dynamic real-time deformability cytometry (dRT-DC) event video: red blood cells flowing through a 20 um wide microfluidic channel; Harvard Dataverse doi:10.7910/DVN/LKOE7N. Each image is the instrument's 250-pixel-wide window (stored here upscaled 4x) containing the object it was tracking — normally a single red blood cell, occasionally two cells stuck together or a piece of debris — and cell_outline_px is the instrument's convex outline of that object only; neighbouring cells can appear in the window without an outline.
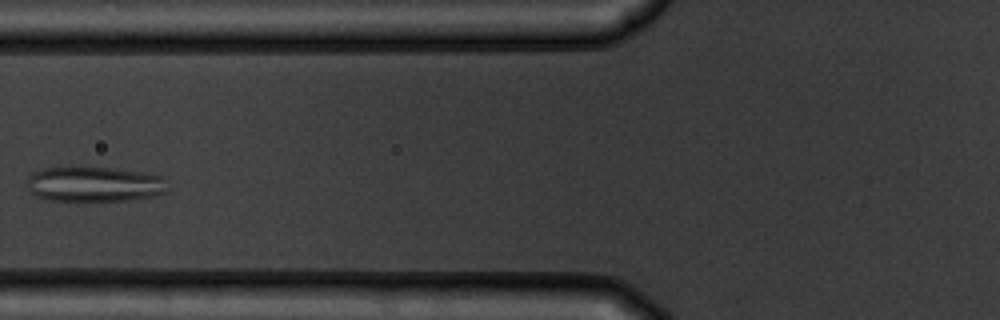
{"species": "common noctule bat (a hibernating species)", "species_latin": "Nyctalus noctula", "temperature_condition": "warm", "stored_images_in_passage": 5, "camera_frame_rate_fps": 3000, "um_per_image_px": 0.085, "animal": {"sex": "male", "body_mass_g": 19.5, "forearm_length_mm": 54.6}, "frame": {"image": 1, "passage_image": 4, "time_ms": 4.333, "image_size_px": [1000, 320], "cell_outline_px": [[164, 192], [152, 196], [128, 200], [52, 200], [36, 196], [28, 188], [28, 176], [32, 172], [44, 168], [112, 168], [164, 176]], "centroid_in_image_um": [7.98, 15.65], "position_along_channel_um": 117.8, "area_um2": 28.03}}